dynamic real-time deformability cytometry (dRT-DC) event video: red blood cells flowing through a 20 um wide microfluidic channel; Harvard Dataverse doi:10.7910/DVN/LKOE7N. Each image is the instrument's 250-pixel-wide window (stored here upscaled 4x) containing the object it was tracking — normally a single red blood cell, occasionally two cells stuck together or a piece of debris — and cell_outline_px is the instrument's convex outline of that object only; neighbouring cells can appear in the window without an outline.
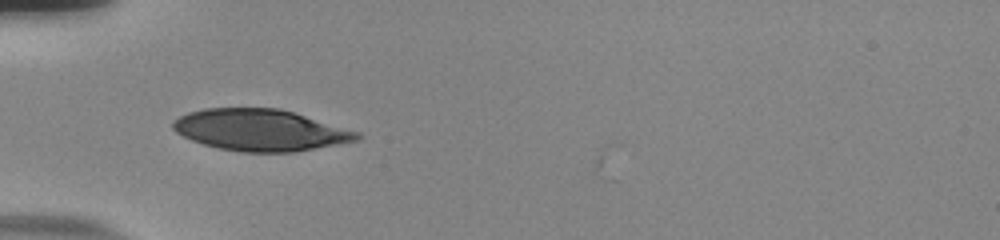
{"species": "human", "species_latin": "Homo sapiens", "temperature_condition": "room temperature", "stored_images_in_passage": 46, "camera_frame_rate_fps": 3000, "um_per_image_px": 0.085, "donor": {"sex": "male"}, "frame": {"image": 1, "passage_image": 14, "time_ms": 4.333, "image_size_px": [1000, 240], "cell_outline_px": [[364, 136], [360, 140], [340, 144], [296, 152], [240, 152], [216, 148], [192, 140], [176, 132], [172, 128], [172, 120], [188, 112], [204, 108], [280, 108], [360, 132]], "centroid_in_image_um": [22.15, 11.06], "position_along_channel_um": 62.8, "area_um2": 44.85}}
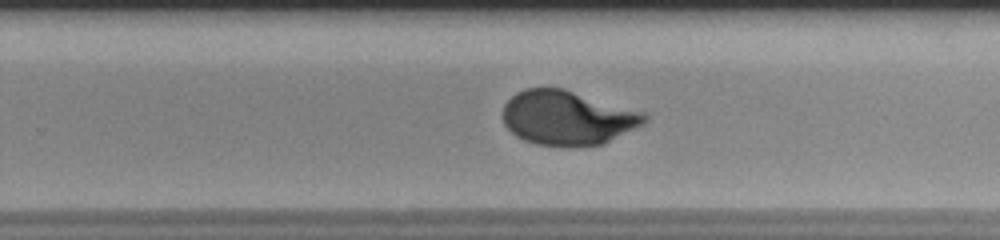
{"frame": {"image": 2, "passage_image": 32, "time_ms": 10.333, "image_size_px": [1000, 240], "cell_outline_px": [[648, 120], [644, 124], [604, 144], [572, 148], [536, 144], [524, 140], [516, 136], [504, 124], [504, 104], [516, 92], [524, 88], [564, 88], [644, 112], [648, 116]], "centroid_in_image_um": [48.26, 10.03], "position_along_channel_um": 281.5, "area_um2": 45.32}}
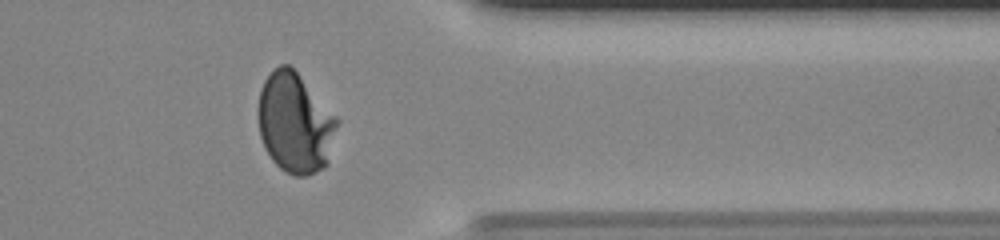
{"frame": {"image": 3, "passage_image": 41, "time_ms": 13.333, "image_size_px": [1000, 240], "cell_outline_px": [[340, 120], [328, 164], [324, 168], [316, 172], [304, 176], [296, 176], [284, 172], [272, 160], [264, 148], [260, 136], [256, 112], [260, 88], [264, 80], [280, 64], [288, 64], [296, 72]], "centroid_in_image_um": [25.07, 10.49], "position_along_channel_um": 386.3, "area_um2": 46.47}}